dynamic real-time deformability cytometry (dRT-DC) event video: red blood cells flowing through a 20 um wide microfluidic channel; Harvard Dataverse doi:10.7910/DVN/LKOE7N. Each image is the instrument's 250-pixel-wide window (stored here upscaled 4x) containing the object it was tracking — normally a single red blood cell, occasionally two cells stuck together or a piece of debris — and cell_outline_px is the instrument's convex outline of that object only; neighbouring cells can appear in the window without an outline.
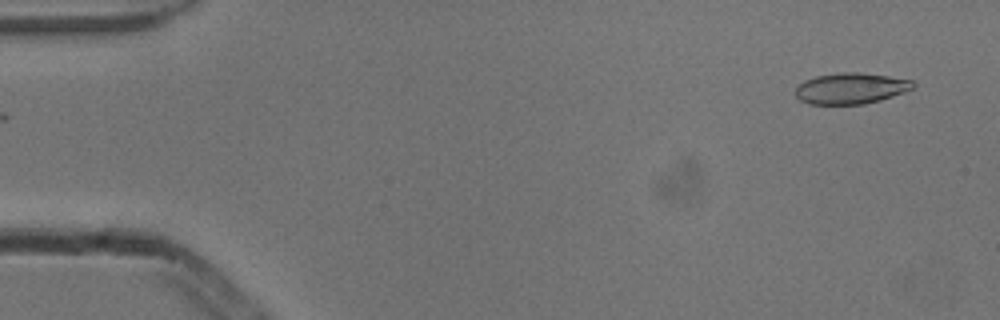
{"species": "common noctule bat (a hibernating species)", "species_latin": "Nyctalus noctula", "temperature_condition": "cold", "stored_images_in_passage": 2, "camera_frame_rate_fps": 3000, "um_per_image_px": 0.085, "animal": {"sex": "male", "body_mass_g": 13.3}, "frame": {"image": 1, "passage_image": 2, "time_ms": 0.333, "image_size_px": [1000, 320], "cell_outline_px": [[916, 84], [912, 88], [904, 92], [880, 100], [864, 104], [808, 104], [800, 100], [796, 96], [796, 88], [804, 80], [816, 76], [840, 72], [860, 72], [888, 76], [912, 80]], "centroid_in_image_um": [72.31, 7.51], "position_along_channel_um": 12.7, "area_um2": 21.21}}